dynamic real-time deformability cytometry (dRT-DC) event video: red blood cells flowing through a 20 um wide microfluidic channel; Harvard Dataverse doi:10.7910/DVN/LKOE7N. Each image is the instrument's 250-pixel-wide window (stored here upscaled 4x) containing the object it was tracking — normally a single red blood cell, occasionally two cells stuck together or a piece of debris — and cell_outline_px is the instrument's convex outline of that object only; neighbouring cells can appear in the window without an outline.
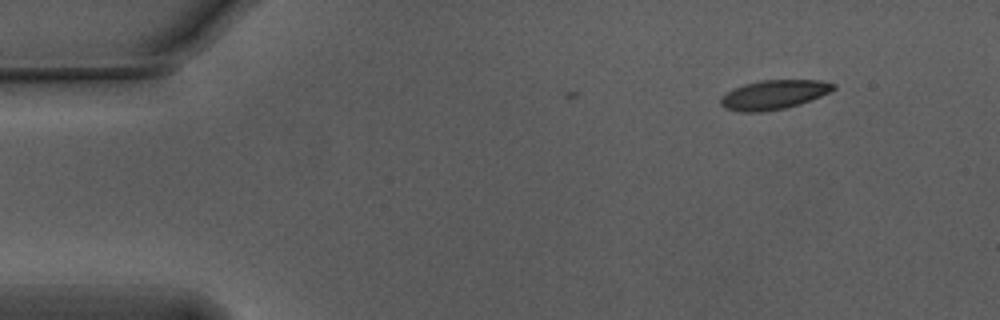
{"species": "Egyptian fruit bat (a non-hibernating species)", "species_latin": "Rousettus aegyptiacus", "temperature_condition": "warm", "stored_images_in_passage": 4, "camera_frame_rate_fps": 3000, "um_per_image_px": 0.085, "animal": {"sex": "male"}, "frame": {"image": 1, "passage_image": 1, "time_ms": 0.0, "image_size_px": [1000, 320], "cell_outline_px": [[836, 88], [820, 96], [800, 104], [784, 108], [764, 112], [740, 112], [724, 108], [720, 104], [720, 96], [744, 84], [760, 80], [820, 80], [836, 84]], "centroid_in_image_um": [65.75, 8.05], "position_along_channel_um": 19.2, "area_um2": 19.19}}